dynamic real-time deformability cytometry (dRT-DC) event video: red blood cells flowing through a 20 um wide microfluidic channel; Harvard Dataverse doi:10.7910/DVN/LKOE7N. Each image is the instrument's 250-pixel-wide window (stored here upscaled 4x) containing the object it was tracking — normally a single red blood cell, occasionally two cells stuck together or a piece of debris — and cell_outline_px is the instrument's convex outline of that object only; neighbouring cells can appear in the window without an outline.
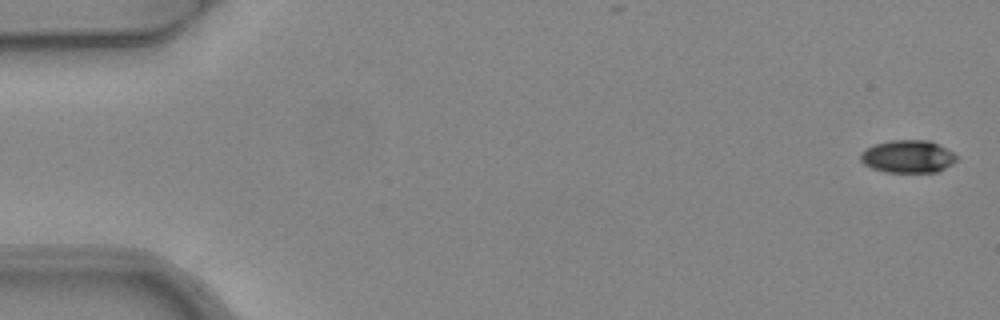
{"species": "common noctule bat (a hibernating species)", "species_latin": "Nyctalus noctula", "temperature_condition": "warm", "stored_images_in_passage": 5, "camera_frame_rate_fps": 3000, "um_per_image_px": 0.085, "animal": {"sex": "female", "body_mass_g": 24.6, "forearm_length_mm": 56.2}, "frame": {"image": 1, "passage_image": 1, "time_ms": 0.0, "image_size_px": [1000, 320], "cell_outline_px": [[956, 160], [952, 164], [936, 172], [884, 172], [872, 168], [864, 164], [860, 160], [860, 152], [876, 144], [892, 140], [928, 140], [940, 144], [952, 152], [956, 156]], "centroid_in_image_um": [77.16, 13.3], "position_along_channel_um": 7.8, "area_um2": 18.21}}
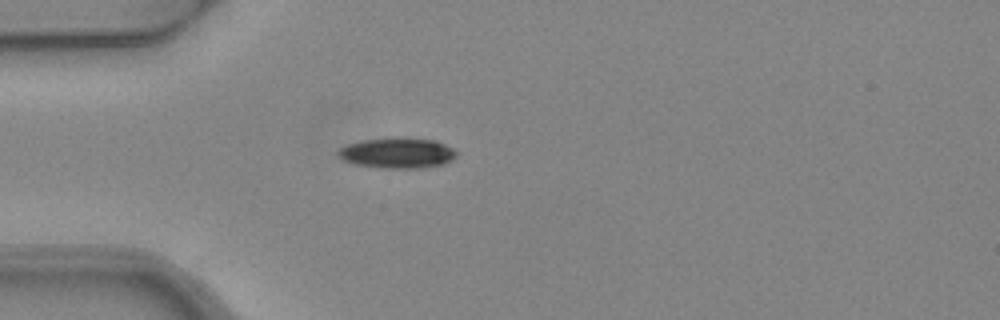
{"frame": {"image": 2, "passage_image": 5, "time_ms": 1.333, "image_size_px": [1000, 320], "cell_outline_px": [[456, 156], [452, 160], [444, 164], [424, 168], [380, 168], [356, 164], [344, 160], [336, 152], [340, 148], [348, 144], [364, 140], [396, 136], [436, 140], [452, 148], [456, 152]], "centroid_in_image_um": [33.8, 12.99], "position_along_channel_um": 51.2, "area_um2": 21.21}}